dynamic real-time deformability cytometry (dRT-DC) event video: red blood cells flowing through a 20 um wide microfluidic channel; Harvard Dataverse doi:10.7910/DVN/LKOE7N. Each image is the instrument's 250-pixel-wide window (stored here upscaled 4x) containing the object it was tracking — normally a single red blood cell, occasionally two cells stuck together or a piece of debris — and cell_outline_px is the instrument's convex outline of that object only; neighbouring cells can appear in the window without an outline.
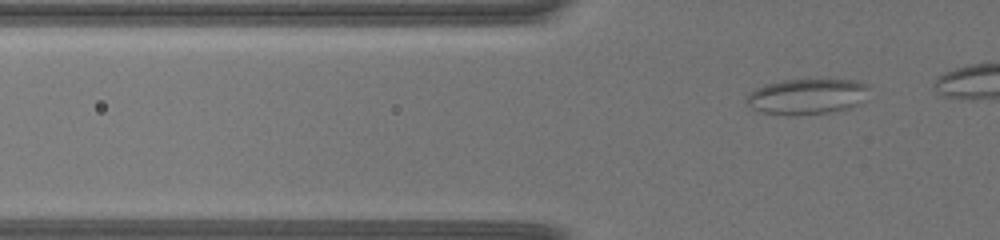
{"species": "common noctule bat (a hibernating species)", "species_latin": "Nyctalus noctula", "temperature_condition": "warm", "stored_images_in_passage": 21, "camera_frame_rate_fps": 3000, "um_per_image_px": 0.085, "animal": {"sex": "female", "body_mass_g": 19.5, "forearm_length_mm": 54.1}, "frame": {"image": 1, "passage_image": 4, "time_ms": 1.0, "image_size_px": [1000, 240], "cell_outline_px": [[868, 88], [856, 104], [852, 108], [828, 112], [796, 116], [784, 116], [764, 112], [752, 108], [748, 104], [748, 96], [756, 88], [764, 84], [784, 80], [856, 80], [868, 84]], "centroid_in_image_um": [68.56, 8.21], "position_along_channel_um": 57.2, "area_um2": 25.09}}
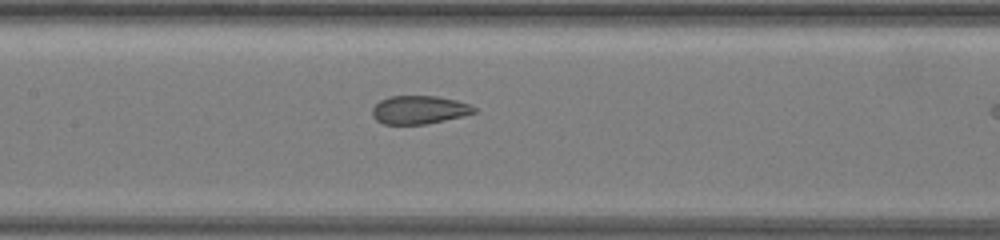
{"frame": {"image": 2, "passage_image": 16, "time_ms": 5.0, "image_size_px": [1000, 240], "cell_outline_px": [[476, 112], [464, 116], [424, 124], [384, 124], [376, 120], [372, 116], [372, 108], [380, 100], [388, 96], [436, 96], [456, 100], [468, 104], [476, 108]], "centroid_in_image_um": [35.61, 9.33], "position_along_channel_um": 171.8, "area_um2": 16.76}}
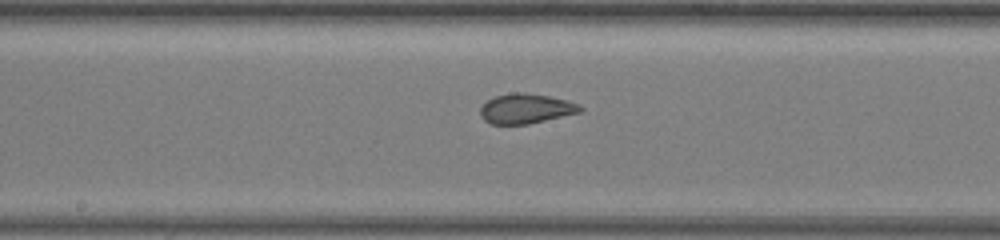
{"frame": {"image": 3, "passage_image": 19, "time_ms": 6.0, "image_size_px": [1000, 240], "cell_outline_px": [[584, 108], [580, 112], [528, 124], [492, 124], [484, 120], [480, 116], [480, 108], [488, 100], [496, 96], [512, 92], [524, 92], [548, 96], [568, 100], [580, 104]], "centroid_in_image_um": [44.71, 9.23], "position_along_channel_um": 203.5, "area_um2": 17.34}}